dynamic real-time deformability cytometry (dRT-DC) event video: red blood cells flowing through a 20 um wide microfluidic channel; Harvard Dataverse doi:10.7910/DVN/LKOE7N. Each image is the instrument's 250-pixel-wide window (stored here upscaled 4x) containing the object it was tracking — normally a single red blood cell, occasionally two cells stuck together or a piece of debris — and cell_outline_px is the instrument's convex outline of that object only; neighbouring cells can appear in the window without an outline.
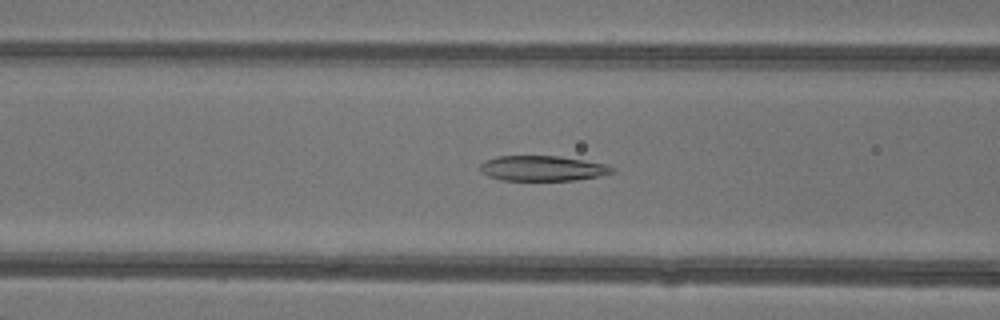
{"species": "common noctule bat (a hibernating species)", "species_latin": "Nyctalus noctula", "temperature_condition": "warm", "stored_images_in_passage": 47, "camera_frame_rate_fps": 3000, "um_per_image_px": 0.085, "animal": {"sex": "female"}, "frame": {"image": 1, "passage_image": 19, "time_ms": 6.0, "image_size_px": [1000, 320], "cell_outline_px": [[616, 172], [600, 176], [576, 180], [500, 180], [488, 176], [480, 172], [480, 164], [484, 160], [496, 156], [560, 156], [608, 164], [616, 168]], "centroid_in_image_um": [46.14, 14.3], "position_along_channel_um": 120.5, "area_um2": 19.71}}
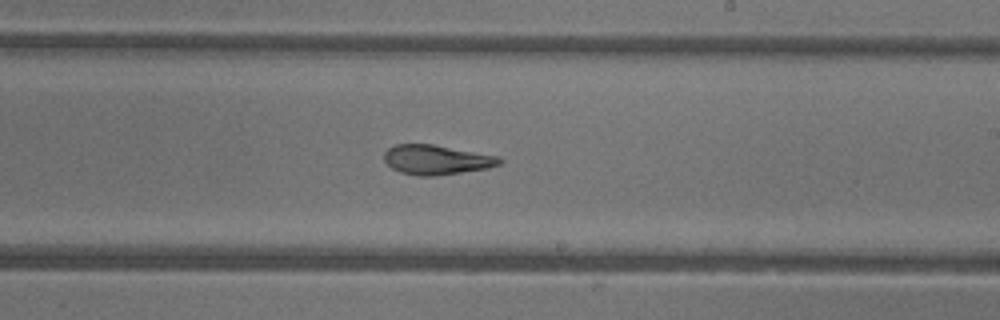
{"frame": {"image": 2, "passage_image": 28, "time_ms": 9.0, "image_size_px": [1000, 320], "cell_outline_px": [[504, 160], [500, 164], [488, 168], [432, 176], [416, 176], [400, 172], [392, 168], [384, 160], [384, 152], [388, 148], [396, 144], [432, 144], [500, 156]], "centroid_in_image_um": [37.11, 13.57], "position_along_channel_um": 251.9, "area_um2": 19.94}}
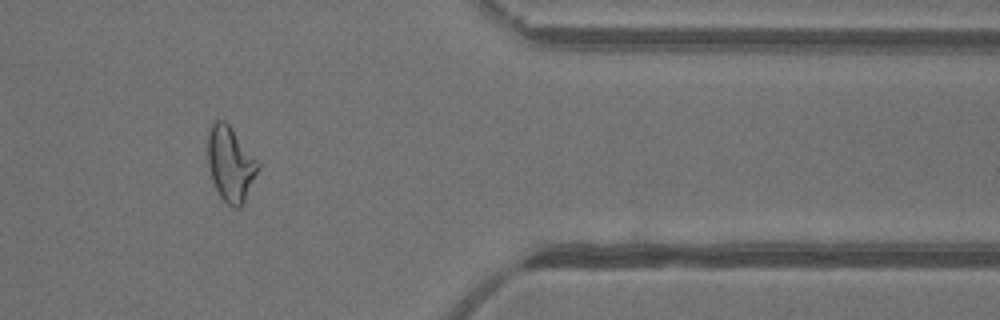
{"frame": {"image": 3, "passage_image": 39, "time_ms": 12.667, "image_size_px": [1000, 320], "cell_outline_px": [[260, 168], [244, 204], [240, 208], [236, 208], [228, 204], [220, 196], [212, 180], [208, 168], [208, 132], [212, 120], [224, 120], [228, 124], [260, 164]], "centroid_in_image_um": [19.59, 13.95], "position_along_channel_um": 391.8, "area_um2": 21.96}, "authors_computed_cell_mechanics": {"area_um2": 21.964, "velocity_mm_per_s": 4.383, "shape_relaxation_time_tau1_ms": null, "shape_relaxation_time_tau2_ms": 2.1321, "deformation_change_tau1": null, "deformation_change_tau2": 0.107}}